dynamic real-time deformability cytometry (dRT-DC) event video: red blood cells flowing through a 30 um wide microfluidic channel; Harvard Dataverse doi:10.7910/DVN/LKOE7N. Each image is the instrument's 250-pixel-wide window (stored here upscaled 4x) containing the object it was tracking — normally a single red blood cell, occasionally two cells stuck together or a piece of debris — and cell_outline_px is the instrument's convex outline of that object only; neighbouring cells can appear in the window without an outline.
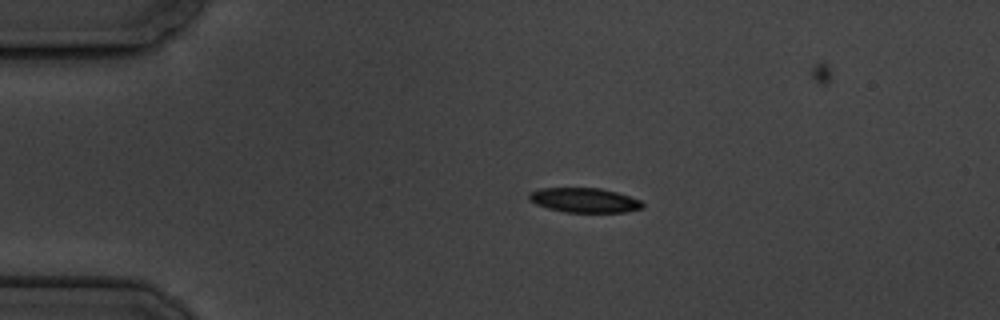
{"species": "common noctule bat (a hibernating species)", "species_latin": "Nyctalus noctula", "temperature_condition": "cold", "stored_images_in_passage": 5, "camera_frame_rate_fps": 3000, "um_per_image_px": 0.085, "animal": {"sex": "male", "body_mass_g": 19.5, "forearm_length_mm": 54.6}, "frame": {"image": 1, "passage_image": 3, "time_ms": 2.667, "image_size_px": [1000, 320], "cell_outline_px": [[644, 208], [624, 212], [564, 212], [548, 208], [536, 204], [528, 200], [528, 192], [540, 188], [600, 188], [616, 192], [640, 200], [644, 204]], "centroid_in_image_um": [49.64, 17.01], "position_along_channel_um": 35.4, "area_um2": 16.3}}